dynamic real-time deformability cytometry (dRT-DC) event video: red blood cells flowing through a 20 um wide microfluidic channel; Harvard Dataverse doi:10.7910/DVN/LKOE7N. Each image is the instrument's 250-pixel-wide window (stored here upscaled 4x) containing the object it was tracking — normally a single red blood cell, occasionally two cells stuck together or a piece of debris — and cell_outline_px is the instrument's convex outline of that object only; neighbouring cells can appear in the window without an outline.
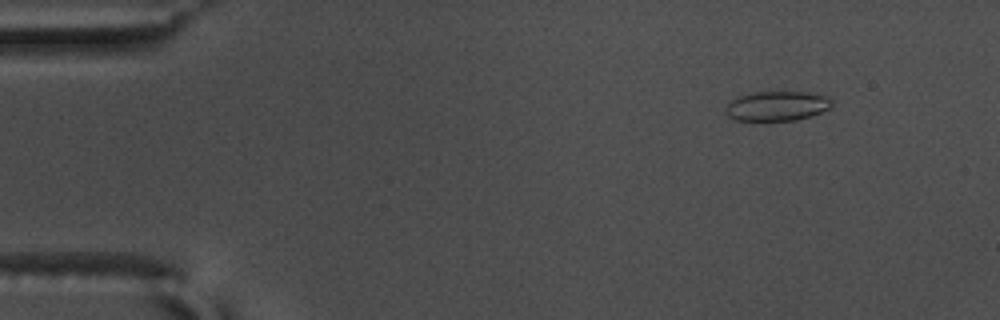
{"species": "common noctule bat (a hibernating species)", "species_latin": "Nyctalus noctula", "temperature_condition": "warm", "stored_images_in_passage": 56, "camera_frame_rate_fps": 3000, "um_per_image_px": 0.085, "animal": {"sex": "male", "body_mass_g": 17.5, "forearm_length_mm": 52.3}, "frame": {"image": 1, "passage_image": 7, "time_ms": 2.0, "image_size_px": [1000, 320], "cell_outline_px": [[832, 108], [812, 116], [796, 120], [736, 120], [728, 116], [724, 112], [724, 108], [736, 96], [756, 92], [808, 92], [824, 96], [832, 100]], "centroid_in_image_um": [66.04, 9.01], "position_along_channel_um": 19.0, "area_um2": 18.44}}
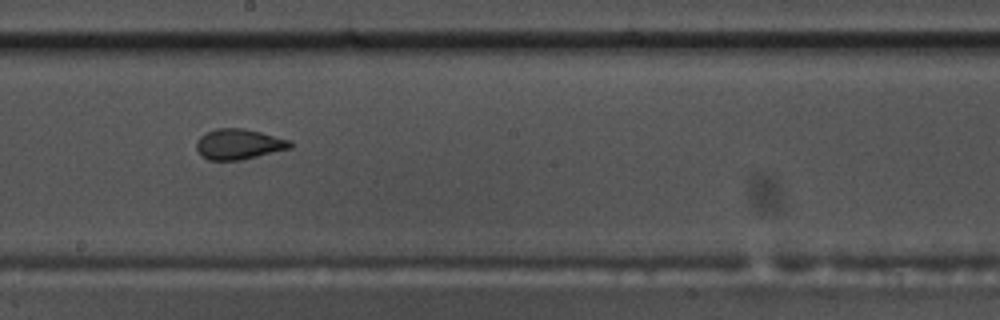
{"frame": {"image": 2, "passage_image": 32, "time_ms": 10.333, "image_size_px": [1000, 320], "cell_outline_px": [[292, 148], [240, 160], [208, 160], [200, 156], [196, 148], [196, 140], [204, 132], [216, 128], [244, 128], [292, 140]], "centroid_in_image_um": [20.27, 12.25], "position_along_channel_um": 227.9, "area_um2": 16.88}}
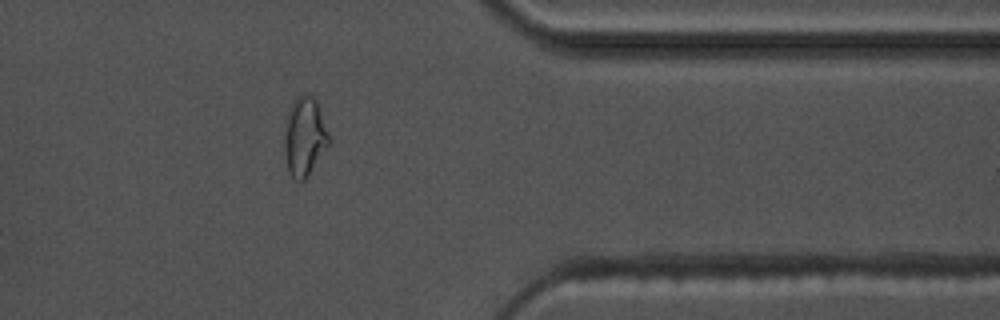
{"frame": {"image": 3, "passage_image": 46, "time_ms": 15.0, "image_size_px": [1000, 320], "cell_outline_px": [[328, 144], [308, 176], [300, 184], [288, 172], [284, 152], [284, 136], [288, 112], [292, 104], [300, 96], [308, 92], [316, 100], [328, 132]], "centroid_in_image_um": [25.86, 11.65], "position_along_channel_um": 385.5, "area_um2": 20.11}, "authors_computed_cell_mechanics": {"area_um2": 18.207, "velocity_mm_per_s": 3.6666, "shape_relaxation_time_tau1_ms": 7.3943, "shape_relaxation_time_tau2_ms": 0.9614, "deformation_change_tau1": 0.2083, "deformation_change_tau2": 0.0648}}